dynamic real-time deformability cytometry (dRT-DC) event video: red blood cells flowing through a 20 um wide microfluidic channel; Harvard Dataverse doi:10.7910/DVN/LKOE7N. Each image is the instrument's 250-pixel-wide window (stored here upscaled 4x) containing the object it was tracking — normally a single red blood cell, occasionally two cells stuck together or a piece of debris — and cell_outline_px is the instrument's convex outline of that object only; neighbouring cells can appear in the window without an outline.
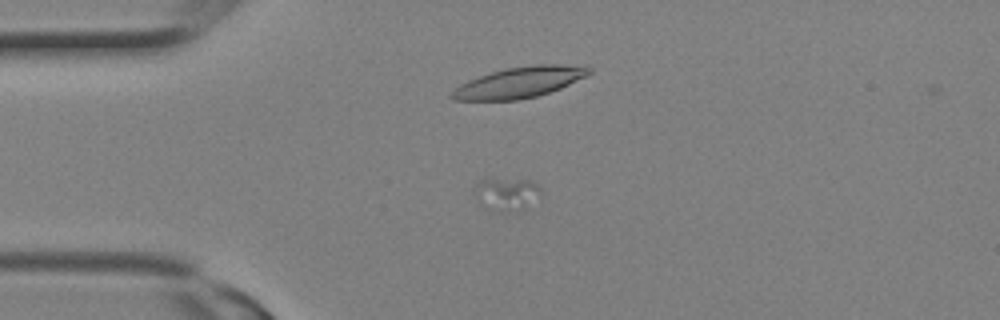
{"species": "Egyptian fruit bat (a non-hibernating species)", "species_latin": "Rousettus aegyptiacus", "temperature_condition": "room temperature", "stored_images_in_passage": 2, "camera_frame_rate_fps": 3000, "um_per_image_px": 0.085, "animal": {"sex": "female"}, "frame": {"image": 1, "passage_image": 2, "time_ms": 0.333, "image_size_px": [1000, 320], "cell_outline_px": [[540, 192], [524, 208], [504, 212], [500, 212], [476, 200], [472, 188], [480, 180], [488, 176], [532, 180], [540, 188]], "centroid_in_image_um": [42.97, 16.4], "position_along_channel_um": 42.0, "area_um2": 12.77}}